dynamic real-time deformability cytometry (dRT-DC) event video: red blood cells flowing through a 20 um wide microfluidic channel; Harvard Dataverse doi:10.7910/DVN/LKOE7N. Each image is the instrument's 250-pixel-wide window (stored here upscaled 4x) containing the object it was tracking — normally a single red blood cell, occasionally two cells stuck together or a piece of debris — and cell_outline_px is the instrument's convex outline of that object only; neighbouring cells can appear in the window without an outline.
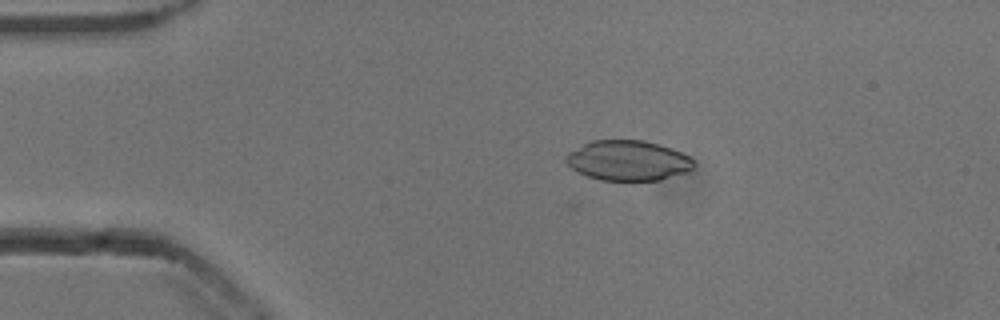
{"species": "common noctule bat (a hibernating species)", "species_latin": "Nyctalus noctula", "temperature_condition": "cold", "stored_images_in_passage": 3, "camera_frame_rate_fps": 3000, "um_per_image_px": 0.085, "animal": {"sex": "male", "body_mass_g": 13.3}, "frame": {"image": 1, "passage_image": 3, "time_ms": 0.667, "image_size_px": [1000, 320], "cell_outline_px": [[696, 164], [692, 168], [684, 172], [660, 180], [600, 180], [588, 176], [572, 168], [564, 160], [568, 152], [592, 140], [644, 140], [660, 144], [672, 148], [688, 156]], "centroid_in_image_um": [53.37, 13.63], "position_along_channel_um": 31.6, "area_um2": 29.65}}